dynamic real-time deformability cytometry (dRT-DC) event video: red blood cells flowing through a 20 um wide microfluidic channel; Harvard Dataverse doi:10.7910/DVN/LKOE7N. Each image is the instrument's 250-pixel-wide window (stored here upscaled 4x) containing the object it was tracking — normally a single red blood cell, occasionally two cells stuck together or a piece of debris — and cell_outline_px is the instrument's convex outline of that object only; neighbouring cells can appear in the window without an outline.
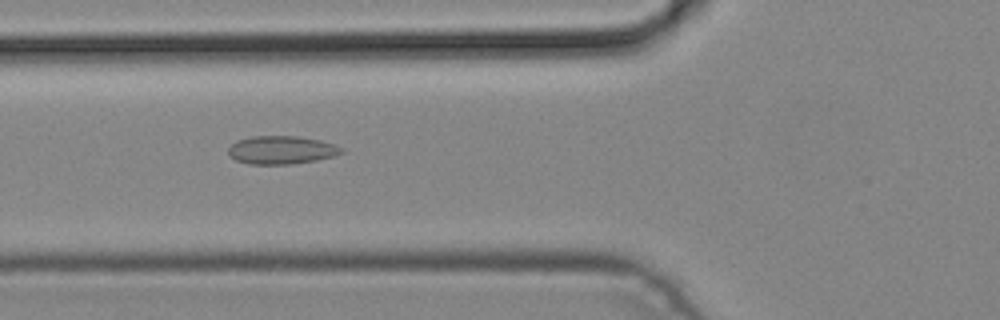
{"species": "common noctule bat (a hibernating species)", "species_latin": "Nyctalus noctula", "temperature_condition": "cold", "stored_images_in_passage": 7, "camera_frame_rate_fps": 3000, "um_per_image_px": 0.085, "animal": {"sex": "male", "body_mass_g": 19.2, "forearm_length_mm": 51.8}, "frame": {"image": 1, "passage_image": 5, "time_ms": 1.333, "image_size_px": [1000, 320], "cell_outline_px": [[344, 152], [332, 156], [316, 160], [292, 164], [248, 164], [236, 160], [228, 156], [228, 148], [236, 140], [252, 136], [296, 136], [320, 140], [344, 148]], "centroid_in_image_um": [23.88, 12.75], "position_along_channel_um": 101.9, "area_um2": 18.61}}
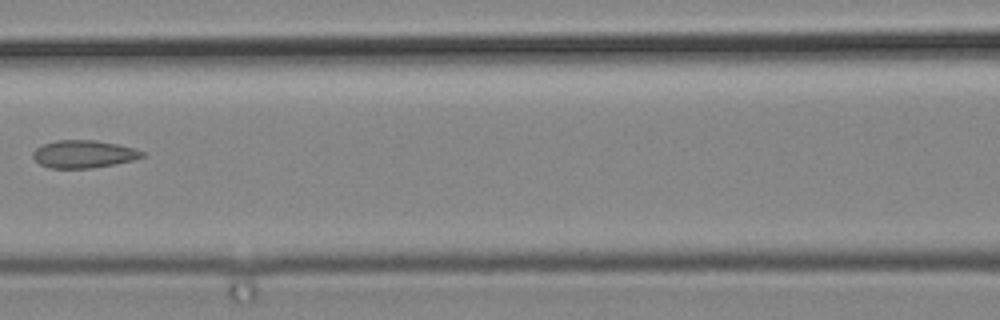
{"frame": {"image": 2, "passage_image": 6, "time_ms": 1.667, "image_size_px": [1000, 320], "cell_outline_px": [[144, 156], [132, 160], [92, 168], [48, 168], [40, 164], [32, 156], [32, 152], [36, 148], [44, 144], [56, 140], [96, 140], [116, 144], [132, 148], [144, 152]], "centroid_in_image_um": [7.06, 13.09], "position_along_channel_um": 159.5, "area_um2": 17.4}}
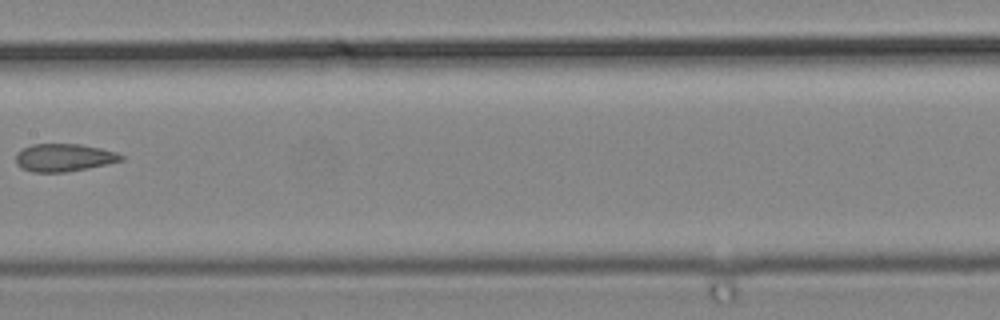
{"frame": {"image": 3, "passage_image": 7, "time_ms": 2.0, "image_size_px": [1000, 320], "cell_outline_px": [[124, 160], [88, 168], [64, 172], [32, 172], [20, 168], [16, 164], [16, 152], [32, 144], [80, 144], [100, 148], [116, 152], [124, 156]], "centroid_in_image_um": [5.41, 13.4], "position_along_channel_um": 202.0, "area_um2": 17.05}}